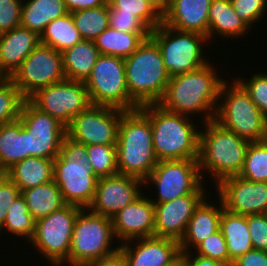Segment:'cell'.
<instances>
[{
	"label": "cell",
	"instance_id": "obj_5",
	"mask_svg": "<svg viewBox=\"0 0 267 266\" xmlns=\"http://www.w3.org/2000/svg\"><path fill=\"white\" fill-rule=\"evenodd\" d=\"M203 129L199 133L198 166L201 172L207 170L216 179L221 180L238 176L244 166L246 151L250 141L220 126L215 120L201 122Z\"/></svg>",
	"mask_w": 267,
	"mask_h": 266
},
{
	"label": "cell",
	"instance_id": "obj_22",
	"mask_svg": "<svg viewBox=\"0 0 267 266\" xmlns=\"http://www.w3.org/2000/svg\"><path fill=\"white\" fill-rule=\"evenodd\" d=\"M211 1L167 0L162 23L180 31L199 33L207 37Z\"/></svg>",
	"mask_w": 267,
	"mask_h": 266
},
{
	"label": "cell",
	"instance_id": "obj_50",
	"mask_svg": "<svg viewBox=\"0 0 267 266\" xmlns=\"http://www.w3.org/2000/svg\"><path fill=\"white\" fill-rule=\"evenodd\" d=\"M181 254L189 262L190 266H225L215 259L203 257L198 254L193 255L190 251Z\"/></svg>",
	"mask_w": 267,
	"mask_h": 266
},
{
	"label": "cell",
	"instance_id": "obj_15",
	"mask_svg": "<svg viewBox=\"0 0 267 266\" xmlns=\"http://www.w3.org/2000/svg\"><path fill=\"white\" fill-rule=\"evenodd\" d=\"M19 120L27 130L29 157L55 159L59 155L66 134L62 123L39 110L28 99L23 102Z\"/></svg>",
	"mask_w": 267,
	"mask_h": 266
},
{
	"label": "cell",
	"instance_id": "obj_34",
	"mask_svg": "<svg viewBox=\"0 0 267 266\" xmlns=\"http://www.w3.org/2000/svg\"><path fill=\"white\" fill-rule=\"evenodd\" d=\"M71 16L83 40L94 41L109 27L108 3L100 7L72 12Z\"/></svg>",
	"mask_w": 267,
	"mask_h": 266
},
{
	"label": "cell",
	"instance_id": "obj_28",
	"mask_svg": "<svg viewBox=\"0 0 267 266\" xmlns=\"http://www.w3.org/2000/svg\"><path fill=\"white\" fill-rule=\"evenodd\" d=\"M53 165L54 159L30 156L14 164L6 173L22 192L52 181Z\"/></svg>",
	"mask_w": 267,
	"mask_h": 266
},
{
	"label": "cell",
	"instance_id": "obj_37",
	"mask_svg": "<svg viewBox=\"0 0 267 266\" xmlns=\"http://www.w3.org/2000/svg\"><path fill=\"white\" fill-rule=\"evenodd\" d=\"M241 178L253 182H267V144L250 142L243 169L238 175Z\"/></svg>",
	"mask_w": 267,
	"mask_h": 266
},
{
	"label": "cell",
	"instance_id": "obj_4",
	"mask_svg": "<svg viewBox=\"0 0 267 266\" xmlns=\"http://www.w3.org/2000/svg\"><path fill=\"white\" fill-rule=\"evenodd\" d=\"M53 181L66 204L88 209L98 177L92 171L87 146L65 134L59 155L54 159Z\"/></svg>",
	"mask_w": 267,
	"mask_h": 266
},
{
	"label": "cell",
	"instance_id": "obj_45",
	"mask_svg": "<svg viewBox=\"0 0 267 266\" xmlns=\"http://www.w3.org/2000/svg\"><path fill=\"white\" fill-rule=\"evenodd\" d=\"M253 249L267 252V213L247 215Z\"/></svg>",
	"mask_w": 267,
	"mask_h": 266
},
{
	"label": "cell",
	"instance_id": "obj_29",
	"mask_svg": "<svg viewBox=\"0 0 267 266\" xmlns=\"http://www.w3.org/2000/svg\"><path fill=\"white\" fill-rule=\"evenodd\" d=\"M29 157L27 130L18 119L0 126V164L7 171Z\"/></svg>",
	"mask_w": 267,
	"mask_h": 266
},
{
	"label": "cell",
	"instance_id": "obj_51",
	"mask_svg": "<svg viewBox=\"0 0 267 266\" xmlns=\"http://www.w3.org/2000/svg\"><path fill=\"white\" fill-rule=\"evenodd\" d=\"M153 3L162 13L165 11L167 0H148Z\"/></svg>",
	"mask_w": 267,
	"mask_h": 266
},
{
	"label": "cell",
	"instance_id": "obj_11",
	"mask_svg": "<svg viewBox=\"0 0 267 266\" xmlns=\"http://www.w3.org/2000/svg\"><path fill=\"white\" fill-rule=\"evenodd\" d=\"M82 208L66 204L61 209L35 222L30 242L50 265L62 266L69 258L72 234L78 213Z\"/></svg>",
	"mask_w": 267,
	"mask_h": 266
},
{
	"label": "cell",
	"instance_id": "obj_7",
	"mask_svg": "<svg viewBox=\"0 0 267 266\" xmlns=\"http://www.w3.org/2000/svg\"><path fill=\"white\" fill-rule=\"evenodd\" d=\"M227 81L225 80L221 86L219 101L220 99L222 101L218 103L214 120L241 138L250 142H261L264 137L266 116L236 79L230 86L227 85Z\"/></svg>",
	"mask_w": 267,
	"mask_h": 266
},
{
	"label": "cell",
	"instance_id": "obj_42",
	"mask_svg": "<svg viewBox=\"0 0 267 266\" xmlns=\"http://www.w3.org/2000/svg\"><path fill=\"white\" fill-rule=\"evenodd\" d=\"M240 19L249 27L261 20L267 10V0H230ZM266 9V10H265Z\"/></svg>",
	"mask_w": 267,
	"mask_h": 266
},
{
	"label": "cell",
	"instance_id": "obj_38",
	"mask_svg": "<svg viewBox=\"0 0 267 266\" xmlns=\"http://www.w3.org/2000/svg\"><path fill=\"white\" fill-rule=\"evenodd\" d=\"M87 152L92 171L98 178L118 173L116 145H88Z\"/></svg>",
	"mask_w": 267,
	"mask_h": 266
},
{
	"label": "cell",
	"instance_id": "obj_27",
	"mask_svg": "<svg viewBox=\"0 0 267 266\" xmlns=\"http://www.w3.org/2000/svg\"><path fill=\"white\" fill-rule=\"evenodd\" d=\"M100 55L91 40H82L62 52L63 70L66 79L85 82Z\"/></svg>",
	"mask_w": 267,
	"mask_h": 266
},
{
	"label": "cell",
	"instance_id": "obj_1",
	"mask_svg": "<svg viewBox=\"0 0 267 266\" xmlns=\"http://www.w3.org/2000/svg\"><path fill=\"white\" fill-rule=\"evenodd\" d=\"M211 65L209 62L194 71L170 77L158 104L168 111L187 116L205 112L204 122L214 120L225 79Z\"/></svg>",
	"mask_w": 267,
	"mask_h": 266
},
{
	"label": "cell",
	"instance_id": "obj_23",
	"mask_svg": "<svg viewBox=\"0 0 267 266\" xmlns=\"http://www.w3.org/2000/svg\"><path fill=\"white\" fill-rule=\"evenodd\" d=\"M40 44V35L23 26L0 34V71L10 78Z\"/></svg>",
	"mask_w": 267,
	"mask_h": 266
},
{
	"label": "cell",
	"instance_id": "obj_8",
	"mask_svg": "<svg viewBox=\"0 0 267 266\" xmlns=\"http://www.w3.org/2000/svg\"><path fill=\"white\" fill-rule=\"evenodd\" d=\"M113 238L115 235L111 218L82 209L74 225L69 258L64 264L87 266L99 258L116 253L120 247H112Z\"/></svg>",
	"mask_w": 267,
	"mask_h": 266
},
{
	"label": "cell",
	"instance_id": "obj_39",
	"mask_svg": "<svg viewBox=\"0 0 267 266\" xmlns=\"http://www.w3.org/2000/svg\"><path fill=\"white\" fill-rule=\"evenodd\" d=\"M25 100L12 80L7 78L0 85V126L19 119Z\"/></svg>",
	"mask_w": 267,
	"mask_h": 266
},
{
	"label": "cell",
	"instance_id": "obj_43",
	"mask_svg": "<svg viewBox=\"0 0 267 266\" xmlns=\"http://www.w3.org/2000/svg\"><path fill=\"white\" fill-rule=\"evenodd\" d=\"M109 26L122 32H151V30L136 15L121 13L116 8H109Z\"/></svg>",
	"mask_w": 267,
	"mask_h": 266
},
{
	"label": "cell",
	"instance_id": "obj_30",
	"mask_svg": "<svg viewBox=\"0 0 267 266\" xmlns=\"http://www.w3.org/2000/svg\"><path fill=\"white\" fill-rule=\"evenodd\" d=\"M21 26L40 35L53 20L68 14L64 0H23Z\"/></svg>",
	"mask_w": 267,
	"mask_h": 266
},
{
	"label": "cell",
	"instance_id": "obj_2",
	"mask_svg": "<svg viewBox=\"0 0 267 266\" xmlns=\"http://www.w3.org/2000/svg\"><path fill=\"white\" fill-rule=\"evenodd\" d=\"M116 149L119 174L144 181L157 165L150 118L140 108L123 112Z\"/></svg>",
	"mask_w": 267,
	"mask_h": 266
},
{
	"label": "cell",
	"instance_id": "obj_52",
	"mask_svg": "<svg viewBox=\"0 0 267 266\" xmlns=\"http://www.w3.org/2000/svg\"><path fill=\"white\" fill-rule=\"evenodd\" d=\"M175 266H190L189 262L182 256V254L175 260Z\"/></svg>",
	"mask_w": 267,
	"mask_h": 266
},
{
	"label": "cell",
	"instance_id": "obj_25",
	"mask_svg": "<svg viewBox=\"0 0 267 266\" xmlns=\"http://www.w3.org/2000/svg\"><path fill=\"white\" fill-rule=\"evenodd\" d=\"M229 253V266L240 256L253 249L248 230L247 215H240L222 209L220 227Z\"/></svg>",
	"mask_w": 267,
	"mask_h": 266
},
{
	"label": "cell",
	"instance_id": "obj_46",
	"mask_svg": "<svg viewBox=\"0 0 267 266\" xmlns=\"http://www.w3.org/2000/svg\"><path fill=\"white\" fill-rule=\"evenodd\" d=\"M21 195V190L8 177H4L0 181V229L7 217V210Z\"/></svg>",
	"mask_w": 267,
	"mask_h": 266
},
{
	"label": "cell",
	"instance_id": "obj_54",
	"mask_svg": "<svg viewBox=\"0 0 267 266\" xmlns=\"http://www.w3.org/2000/svg\"><path fill=\"white\" fill-rule=\"evenodd\" d=\"M7 176L6 170L0 164V181Z\"/></svg>",
	"mask_w": 267,
	"mask_h": 266
},
{
	"label": "cell",
	"instance_id": "obj_3",
	"mask_svg": "<svg viewBox=\"0 0 267 266\" xmlns=\"http://www.w3.org/2000/svg\"><path fill=\"white\" fill-rule=\"evenodd\" d=\"M139 108L150 118L158 161L198 159L200 130L190 120L192 117L168 111L158 103Z\"/></svg>",
	"mask_w": 267,
	"mask_h": 266
},
{
	"label": "cell",
	"instance_id": "obj_18",
	"mask_svg": "<svg viewBox=\"0 0 267 266\" xmlns=\"http://www.w3.org/2000/svg\"><path fill=\"white\" fill-rule=\"evenodd\" d=\"M215 186L218 199L226 210L240 215L267 213V182H253L240 176H231Z\"/></svg>",
	"mask_w": 267,
	"mask_h": 266
},
{
	"label": "cell",
	"instance_id": "obj_40",
	"mask_svg": "<svg viewBox=\"0 0 267 266\" xmlns=\"http://www.w3.org/2000/svg\"><path fill=\"white\" fill-rule=\"evenodd\" d=\"M194 249L196 250L195 254L215 259L225 266H229V253L225 238L220 229L203 240Z\"/></svg>",
	"mask_w": 267,
	"mask_h": 266
},
{
	"label": "cell",
	"instance_id": "obj_32",
	"mask_svg": "<svg viewBox=\"0 0 267 266\" xmlns=\"http://www.w3.org/2000/svg\"><path fill=\"white\" fill-rule=\"evenodd\" d=\"M29 212L35 220L48 216L66 205L61 191L52 180L21 192Z\"/></svg>",
	"mask_w": 267,
	"mask_h": 266
},
{
	"label": "cell",
	"instance_id": "obj_48",
	"mask_svg": "<svg viewBox=\"0 0 267 266\" xmlns=\"http://www.w3.org/2000/svg\"><path fill=\"white\" fill-rule=\"evenodd\" d=\"M65 6L69 13L96 8L108 3V0H64Z\"/></svg>",
	"mask_w": 267,
	"mask_h": 266
},
{
	"label": "cell",
	"instance_id": "obj_31",
	"mask_svg": "<svg viewBox=\"0 0 267 266\" xmlns=\"http://www.w3.org/2000/svg\"><path fill=\"white\" fill-rule=\"evenodd\" d=\"M150 37V33H130L108 27L94 39L100 54L127 58Z\"/></svg>",
	"mask_w": 267,
	"mask_h": 266
},
{
	"label": "cell",
	"instance_id": "obj_20",
	"mask_svg": "<svg viewBox=\"0 0 267 266\" xmlns=\"http://www.w3.org/2000/svg\"><path fill=\"white\" fill-rule=\"evenodd\" d=\"M119 247L127 266H167L181 255L178 241L156 236L128 240Z\"/></svg>",
	"mask_w": 267,
	"mask_h": 266
},
{
	"label": "cell",
	"instance_id": "obj_55",
	"mask_svg": "<svg viewBox=\"0 0 267 266\" xmlns=\"http://www.w3.org/2000/svg\"><path fill=\"white\" fill-rule=\"evenodd\" d=\"M7 79V77L0 71V85Z\"/></svg>",
	"mask_w": 267,
	"mask_h": 266
},
{
	"label": "cell",
	"instance_id": "obj_9",
	"mask_svg": "<svg viewBox=\"0 0 267 266\" xmlns=\"http://www.w3.org/2000/svg\"><path fill=\"white\" fill-rule=\"evenodd\" d=\"M150 38L158 45L170 77L209 63L203 56V44L208 42V38L202 34L180 31L161 23L150 32Z\"/></svg>",
	"mask_w": 267,
	"mask_h": 266
},
{
	"label": "cell",
	"instance_id": "obj_47",
	"mask_svg": "<svg viewBox=\"0 0 267 266\" xmlns=\"http://www.w3.org/2000/svg\"><path fill=\"white\" fill-rule=\"evenodd\" d=\"M232 266H267V252L252 249L235 260Z\"/></svg>",
	"mask_w": 267,
	"mask_h": 266
},
{
	"label": "cell",
	"instance_id": "obj_49",
	"mask_svg": "<svg viewBox=\"0 0 267 266\" xmlns=\"http://www.w3.org/2000/svg\"><path fill=\"white\" fill-rule=\"evenodd\" d=\"M87 266H127V263L122 252L118 250L116 253L99 258L89 263Z\"/></svg>",
	"mask_w": 267,
	"mask_h": 266
},
{
	"label": "cell",
	"instance_id": "obj_26",
	"mask_svg": "<svg viewBox=\"0 0 267 266\" xmlns=\"http://www.w3.org/2000/svg\"><path fill=\"white\" fill-rule=\"evenodd\" d=\"M209 30L208 41L212 40L216 33L219 38H238L248 34L250 28L240 19L230 0H212L208 13ZM221 35V36H220ZM211 38V39H210Z\"/></svg>",
	"mask_w": 267,
	"mask_h": 266
},
{
	"label": "cell",
	"instance_id": "obj_56",
	"mask_svg": "<svg viewBox=\"0 0 267 266\" xmlns=\"http://www.w3.org/2000/svg\"><path fill=\"white\" fill-rule=\"evenodd\" d=\"M167 266H175V261Z\"/></svg>",
	"mask_w": 267,
	"mask_h": 266
},
{
	"label": "cell",
	"instance_id": "obj_36",
	"mask_svg": "<svg viewBox=\"0 0 267 266\" xmlns=\"http://www.w3.org/2000/svg\"><path fill=\"white\" fill-rule=\"evenodd\" d=\"M108 8L136 15L151 31L162 23V12L148 0H108Z\"/></svg>",
	"mask_w": 267,
	"mask_h": 266
},
{
	"label": "cell",
	"instance_id": "obj_24",
	"mask_svg": "<svg viewBox=\"0 0 267 266\" xmlns=\"http://www.w3.org/2000/svg\"><path fill=\"white\" fill-rule=\"evenodd\" d=\"M218 203L219 207L211 204L205 197L196 207L185 233L179 241L181 253H187L191 247L194 251L197 245L219 230L220 217L224 207L221 200Z\"/></svg>",
	"mask_w": 267,
	"mask_h": 266
},
{
	"label": "cell",
	"instance_id": "obj_10",
	"mask_svg": "<svg viewBox=\"0 0 267 266\" xmlns=\"http://www.w3.org/2000/svg\"><path fill=\"white\" fill-rule=\"evenodd\" d=\"M84 83L92 105L123 110L139 108L129 96L123 58L100 54Z\"/></svg>",
	"mask_w": 267,
	"mask_h": 266
},
{
	"label": "cell",
	"instance_id": "obj_21",
	"mask_svg": "<svg viewBox=\"0 0 267 266\" xmlns=\"http://www.w3.org/2000/svg\"><path fill=\"white\" fill-rule=\"evenodd\" d=\"M154 215V203L150 197L142 194L111 218L116 240L124 243L132 239L154 236Z\"/></svg>",
	"mask_w": 267,
	"mask_h": 266
},
{
	"label": "cell",
	"instance_id": "obj_35",
	"mask_svg": "<svg viewBox=\"0 0 267 266\" xmlns=\"http://www.w3.org/2000/svg\"><path fill=\"white\" fill-rule=\"evenodd\" d=\"M35 222L23 196L20 195L7 210V217L0 233L6 229L8 233L19 237L23 236L30 241L35 232Z\"/></svg>",
	"mask_w": 267,
	"mask_h": 266
},
{
	"label": "cell",
	"instance_id": "obj_17",
	"mask_svg": "<svg viewBox=\"0 0 267 266\" xmlns=\"http://www.w3.org/2000/svg\"><path fill=\"white\" fill-rule=\"evenodd\" d=\"M144 181L123 174L98 178L94 198L88 207L92 213L112 218L142 195Z\"/></svg>",
	"mask_w": 267,
	"mask_h": 266
},
{
	"label": "cell",
	"instance_id": "obj_33",
	"mask_svg": "<svg viewBox=\"0 0 267 266\" xmlns=\"http://www.w3.org/2000/svg\"><path fill=\"white\" fill-rule=\"evenodd\" d=\"M71 13L51 21L40 34V43L63 52L82 41Z\"/></svg>",
	"mask_w": 267,
	"mask_h": 266
},
{
	"label": "cell",
	"instance_id": "obj_13",
	"mask_svg": "<svg viewBox=\"0 0 267 266\" xmlns=\"http://www.w3.org/2000/svg\"><path fill=\"white\" fill-rule=\"evenodd\" d=\"M21 94L28 99L38 89L66 79L62 53L39 44L10 77Z\"/></svg>",
	"mask_w": 267,
	"mask_h": 266
},
{
	"label": "cell",
	"instance_id": "obj_14",
	"mask_svg": "<svg viewBox=\"0 0 267 266\" xmlns=\"http://www.w3.org/2000/svg\"><path fill=\"white\" fill-rule=\"evenodd\" d=\"M147 182L154 184L157 191V198L150 199L154 204L191 194L204 183L199 173L198 159L158 161L144 180V185Z\"/></svg>",
	"mask_w": 267,
	"mask_h": 266
},
{
	"label": "cell",
	"instance_id": "obj_41",
	"mask_svg": "<svg viewBox=\"0 0 267 266\" xmlns=\"http://www.w3.org/2000/svg\"><path fill=\"white\" fill-rule=\"evenodd\" d=\"M244 89L249 93L251 100L267 115V73H256L248 81L243 78L236 79Z\"/></svg>",
	"mask_w": 267,
	"mask_h": 266
},
{
	"label": "cell",
	"instance_id": "obj_16",
	"mask_svg": "<svg viewBox=\"0 0 267 266\" xmlns=\"http://www.w3.org/2000/svg\"><path fill=\"white\" fill-rule=\"evenodd\" d=\"M124 111L116 107L91 104L72 119L66 127V134L86 146L116 145L118 126Z\"/></svg>",
	"mask_w": 267,
	"mask_h": 266
},
{
	"label": "cell",
	"instance_id": "obj_19",
	"mask_svg": "<svg viewBox=\"0 0 267 266\" xmlns=\"http://www.w3.org/2000/svg\"><path fill=\"white\" fill-rule=\"evenodd\" d=\"M203 183L191 194L155 206L154 236L180 241L194 210L206 197Z\"/></svg>",
	"mask_w": 267,
	"mask_h": 266
},
{
	"label": "cell",
	"instance_id": "obj_44",
	"mask_svg": "<svg viewBox=\"0 0 267 266\" xmlns=\"http://www.w3.org/2000/svg\"><path fill=\"white\" fill-rule=\"evenodd\" d=\"M22 0H0V34L21 25Z\"/></svg>",
	"mask_w": 267,
	"mask_h": 266
},
{
	"label": "cell",
	"instance_id": "obj_6",
	"mask_svg": "<svg viewBox=\"0 0 267 266\" xmlns=\"http://www.w3.org/2000/svg\"><path fill=\"white\" fill-rule=\"evenodd\" d=\"M130 98L139 106L157 104L163 98L170 74L158 45L149 37L124 59Z\"/></svg>",
	"mask_w": 267,
	"mask_h": 266
},
{
	"label": "cell",
	"instance_id": "obj_12",
	"mask_svg": "<svg viewBox=\"0 0 267 266\" xmlns=\"http://www.w3.org/2000/svg\"><path fill=\"white\" fill-rule=\"evenodd\" d=\"M28 100L65 127L91 105L85 83L69 79L38 89Z\"/></svg>",
	"mask_w": 267,
	"mask_h": 266
},
{
	"label": "cell",
	"instance_id": "obj_53",
	"mask_svg": "<svg viewBox=\"0 0 267 266\" xmlns=\"http://www.w3.org/2000/svg\"><path fill=\"white\" fill-rule=\"evenodd\" d=\"M262 141L267 144V115L265 117V130H264V137Z\"/></svg>",
	"mask_w": 267,
	"mask_h": 266
}]
</instances>
